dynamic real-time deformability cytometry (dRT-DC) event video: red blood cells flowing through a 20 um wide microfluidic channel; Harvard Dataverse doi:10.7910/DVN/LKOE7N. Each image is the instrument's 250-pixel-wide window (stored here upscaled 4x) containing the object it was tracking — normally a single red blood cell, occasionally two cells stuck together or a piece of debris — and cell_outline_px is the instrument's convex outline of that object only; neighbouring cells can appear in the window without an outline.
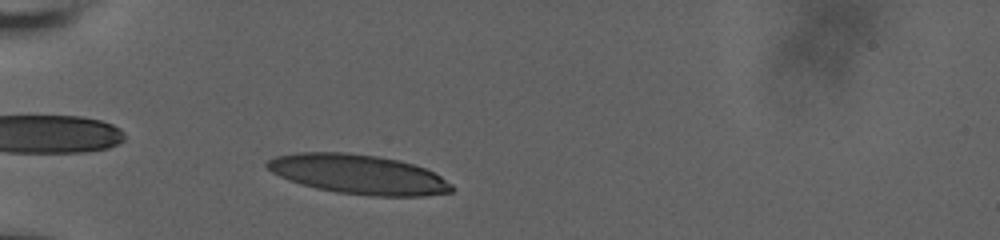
{"species": "human", "species_latin": "Homo sapiens", "temperature_condition": "room temperature", "stored_images_in_passage": 40, "camera_frame_rate_fps": 3000, "um_per_image_px": 0.085, "donor": {"sex": "male"}, "frame": {"image": 1, "passage_image": 5, "time_ms": 1.333, "image_size_px": [1000, 240], "cell_outline_px": [[456, 188], [452, 192], [424, 196], [372, 196], [336, 192], [316, 188], [300, 184], [288, 180], [272, 172], [264, 164], [268, 160], [276, 156], [296, 152], [348, 152], [376, 156], [400, 160], [424, 168], [440, 176], [452, 184]], "centroid_in_image_um": [30.46, 14.82], "position_along_channel_um": 54.5, "area_um2": 42.6}}
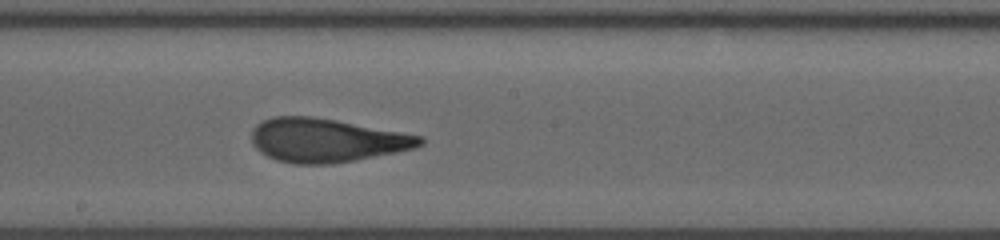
{"frame": {"image": 2, "passage_image": 20, "time_ms": 6.333, "image_size_px": [1000, 240], "cell_outline_px": [[424, 144], [416, 148], [356, 160], [332, 164], [292, 164], [276, 160], [260, 152], [252, 144], [252, 128], [256, 124], [272, 116], [312, 116], [336, 120], [424, 136]], "centroid_in_image_um": [27.75, 11.92], "position_along_channel_um": 220.5, "area_um2": 43.12}}
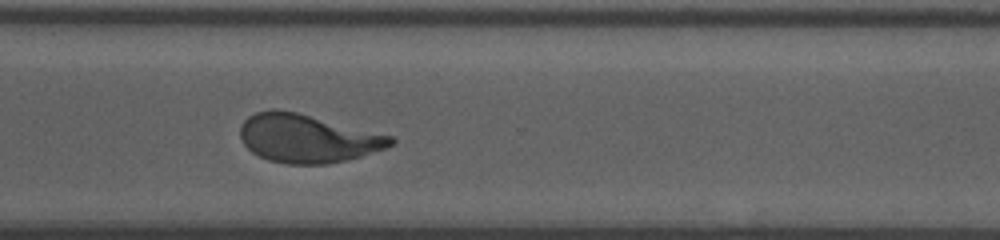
{"frame": {"image": 3, "passage_image": 30, "time_ms": 9.667, "image_size_px": [1000, 240], "cell_outline_px": [[396, 140], [392, 144], [384, 148], [348, 160], [328, 164], [288, 164], [268, 160], [252, 152], [244, 144], [240, 136], [240, 128], [244, 120], [248, 116], [256, 112], [272, 108], [276, 108], [296, 112], [392, 136]], "centroid_in_image_um": [26.09, 11.76], "position_along_channel_um": 344.5, "area_um2": 42.14}, "authors_computed_cell_mechanics": {"area_um2": 42.8009, "velocity_mm_per_s": 3.7294, "shape_relaxation_time_tau1_ms": 8.0647, "shape_relaxation_time_tau2_ms": 1.1718, "deformation_change_tau1": 0.2821, "deformation_change_tau2": 0.0924}}